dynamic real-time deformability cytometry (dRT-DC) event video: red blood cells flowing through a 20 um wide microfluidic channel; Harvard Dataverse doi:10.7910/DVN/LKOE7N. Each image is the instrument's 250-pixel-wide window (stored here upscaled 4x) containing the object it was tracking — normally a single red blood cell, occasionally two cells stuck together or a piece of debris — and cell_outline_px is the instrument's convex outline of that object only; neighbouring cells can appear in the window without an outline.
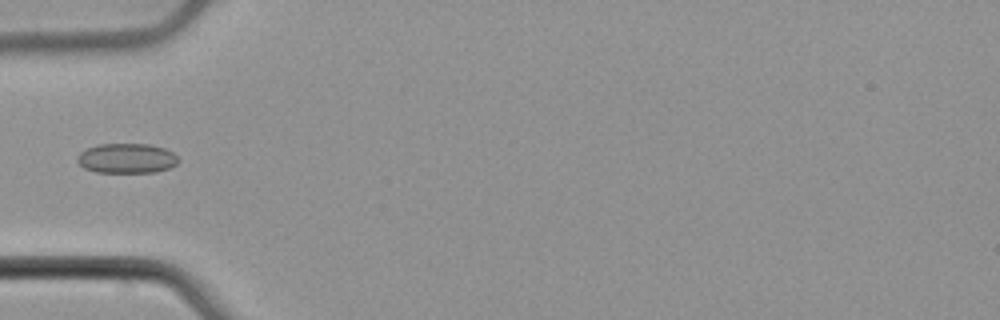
{"species": "common noctule bat (a hibernating species)", "species_latin": "Nyctalus noctula", "temperature_condition": "cold", "stored_images_in_passage": 4, "camera_frame_rate_fps": 3000, "um_per_image_px": 0.085, "animal": {"sex": "male", "body_mass_g": 21.5, "forearm_length_mm": 52.0}, "frame": {"image": 1, "passage_image": 3, "time_ms": 0.667, "image_size_px": [1000, 320], "cell_outline_px": [[180, 160], [176, 164], [168, 168], [156, 172], [96, 172], [84, 168], [76, 160], [80, 152], [88, 148], [100, 144], [148, 144], [164, 148], [172, 152]], "centroid_in_image_um": [10.77, 13.46], "position_along_channel_um": 74.2, "area_um2": 17.46}}
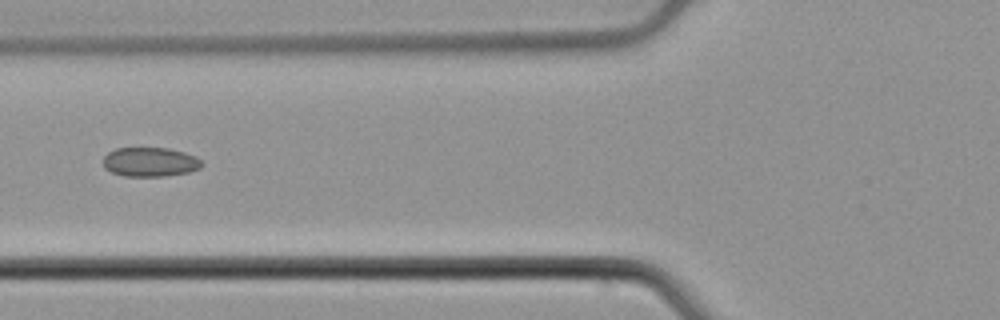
{"frame": {"image": 2, "passage_image": 4, "time_ms": 1.0, "image_size_px": [1000, 320], "cell_outline_px": [[204, 164], [200, 168], [188, 172], [164, 176], [124, 176], [112, 172], [104, 168], [104, 156], [108, 152], [116, 148], [168, 148], [184, 152], [196, 156]], "centroid_in_image_um": [12.76, 13.76], "position_along_channel_um": 113.0, "area_um2": 16.82}}